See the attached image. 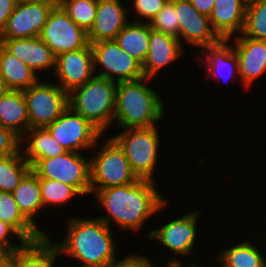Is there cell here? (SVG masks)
Segmentation results:
<instances>
[{"mask_svg":"<svg viewBox=\"0 0 266 267\" xmlns=\"http://www.w3.org/2000/svg\"><path fill=\"white\" fill-rule=\"evenodd\" d=\"M0 44L34 72L48 71L56 67V56L40 38L0 39Z\"/></svg>","mask_w":266,"mask_h":267,"instance_id":"19","label":"cell"},{"mask_svg":"<svg viewBox=\"0 0 266 267\" xmlns=\"http://www.w3.org/2000/svg\"><path fill=\"white\" fill-rule=\"evenodd\" d=\"M121 0H98L95 21L87 33L88 42L115 40L118 33L131 21L129 6Z\"/></svg>","mask_w":266,"mask_h":267,"instance_id":"17","label":"cell"},{"mask_svg":"<svg viewBox=\"0 0 266 267\" xmlns=\"http://www.w3.org/2000/svg\"><path fill=\"white\" fill-rule=\"evenodd\" d=\"M40 38L55 56L85 48L89 42L87 32L80 28L59 5L50 11Z\"/></svg>","mask_w":266,"mask_h":267,"instance_id":"12","label":"cell"},{"mask_svg":"<svg viewBox=\"0 0 266 267\" xmlns=\"http://www.w3.org/2000/svg\"><path fill=\"white\" fill-rule=\"evenodd\" d=\"M8 87L6 86L5 80L0 74V96L8 91Z\"/></svg>","mask_w":266,"mask_h":267,"instance_id":"42","label":"cell"},{"mask_svg":"<svg viewBox=\"0 0 266 267\" xmlns=\"http://www.w3.org/2000/svg\"><path fill=\"white\" fill-rule=\"evenodd\" d=\"M157 267H159V266H157ZM165 267H173V266H172V265H166V264H165Z\"/></svg>","mask_w":266,"mask_h":267,"instance_id":"48","label":"cell"},{"mask_svg":"<svg viewBox=\"0 0 266 267\" xmlns=\"http://www.w3.org/2000/svg\"><path fill=\"white\" fill-rule=\"evenodd\" d=\"M15 237L18 239V243L20 242L19 245L17 243H13L15 242ZM12 238L14 239L13 242L11 240ZM25 243L26 241L23 240L10 225L0 219V248H2L8 254H11L17 249H20Z\"/></svg>","mask_w":266,"mask_h":267,"instance_id":"37","label":"cell"},{"mask_svg":"<svg viewBox=\"0 0 266 267\" xmlns=\"http://www.w3.org/2000/svg\"><path fill=\"white\" fill-rule=\"evenodd\" d=\"M144 254L129 253L128 256H124L123 259L118 258L110 262L106 267H157L153 263V259Z\"/></svg>","mask_w":266,"mask_h":267,"instance_id":"38","label":"cell"},{"mask_svg":"<svg viewBox=\"0 0 266 267\" xmlns=\"http://www.w3.org/2000/svg\"><path fill=\"white\" fill-rule=\"evenodd\" d=\"M18 0H0V33L6 27Z\"/></svg>","mask_w":266,"mask_h":267,"instance_id":"39","label":"cell"},{"mask_svg":"<svg viewBox=\"0 0 266 267\" xmlns=\"http://www.w3.org/2000/svg\"><path fill=\"white\" fill-rule=\"evenodd\" d=\"M139 180L132 172L124 150L112 137L106 138L103 147L90 157L91 190L135 184Z\"/></svg>","mask_w":266,"mask_h":267,"instance_id":"6","label":"cell"},{"mask_svg":"<svg viewBox=\"0 0 266 267\" xmlns=\"http://www.w3.org/2000/svg\"><path fill=\"white\" fill-rule=\"evenodd\" d=\"M132 2L130 7L132 9L133 20L135 22L150 23L151 20L157 15V13L163 8L168 0H130ZM137 17V18H136Z\"/></svg>","mask_w":266,"mask_h":267,"instance_id":"35","label":"cell"},{"mask_svg":"<svg viewBox=\"0 0 266 267\" xmlns=\"http://www.w3.org/2000/svg\"><path fill=\"white\" fill-rule=\"evenodd\" d=\"M12 195L23 216L44 236H49L50 232L41 229L35 221L38 218L36 216L39 215L38 213H42L44 207L41 199L39 177L32 169L25 174Z\"/></svg>","mask_w":266,"mask_h":267,"instance_id":"23","label":"cell"},{"mask_svg":"<svg viewBox=\"0 0 266 267\" xmlns=\"http://www.w3.org/2000/svg\"><path fill=\"white\" fill-rule=\"evenodd\" d=\"M149 23L130 21L116 36L115 41L142 65L149 49Z\"/></svg>","mask_w":266,"mask_h":267,"instance_id":"28","label":"cell"},{"mask_svg":"<svg viewBox=\"0 0 266 267\" xmlns=\"http://www.w3.org/2000/svg\"><path fill=\"white\" fill-rule=\"evenodd\" d=\"M31 165L25 160L22 150L0 159V192L12 193Z\"/></svg>","mask_w":266,"mask_h":267,"instance_id":"30","label":"cell"},{"mask_svg":"<svg viewBox=\"0 0 266 267\" xmlns=\"http://www.w3.org/2000/svg\"><path fill=\"white\" fill-rule=\"evenodd\" d=\"M21 150L31 168L40 159L53 158L66 152L46 128H30L21 138Z\"/></svg>","mask_w":266,"mask_h":267,"instance_id":"25","label":"cell"},{"mask_svg":"<svg viewBox=\"0 0 266 267\" xmlns=\"http://www.w3.org/2000/svg\"><path fill=\"white\" fill-rule=\"evenodd\" d=\"M183 261H178L172 264L173 267H207V265L205 264V266L202 265H198L197 261L195 260V262H193V264H187L186 266L184 265Z\"/></svg>","mask_w":266,"mask_h":267,"instance_id":"41","label":"cell"},{"mask_svg":"<svg viewBox=\"0 0 266 267\" xmlns=\"http://www.w3.org/2000/svg\"><path fill=\"white\" fill-rule=\"evenodd\" d=\"M0 219L10 225L26 242L37 241L44 236L19 211L10 192H0Z\"/></svg>","mask_w":266,"mask_h":267,"instance_id":"29","label":"cell"},{"mask_svg":"<svg viewBox=\"0 0 266 267\" xmlns=\"http://www.w3.org/2000/svg\"><path fill=\"white\" fill-rule=\"evenodd\" d=\"M8 256V253L0 248V263Z\"/></svg>","mask_w":266,"mask_h":267,"instance_id":"45","label":"cell"},{"mask_svg":"<svg viewBox=\"0 0 266 267\" xmlns=\"http://www.w3.org/2000/svg\"><path fill=\"white\" fill-rule=\"evenodd\" d=\"M0 267H12L9 255L0 263Z\"/></svg>","mask_w":266,"mask_h":267,"instance_id":"43","label":"cell"},{"mask_svg":"<svg viewBox=\"0 0 266 267\" xmlns=\"http://www.w3.org/2000/svg\"><path fill=\"white\" fill-rule=\"evenodd\" d=\"M21 149V138L12 130L0 125V159L17 153Z\"/></svg>","mask_w":266,"mask_h":267,"instance_id":"36","label":"cell"},{"mask_svg":"<svg viewBox=\"0 0 266 267\" xmlns=\"http://www.w3.org/2000/svg\"><path fill=\"white\" fill-rule=\"evenodd\" d=\"M194 8L206 16H210L216 0H190Z\"/></svg>","mask_w":266,"mask_h":267,"instance_id":"40","label":"cell"},{"mask_svg":"<svg viewBox=\"0 0 266 267\" xmlns=\"http://www.w3.org/2000/svg\"><path fill=\"white\" fill-rule=\"evenodd\" d=\"M117 82L94 76L68 94L69 107L97 127L104 136L113 124Z\"/></svg>","mask_w":266,"mask_h":267,"instance_id":"4","label":"cell"},{"mask_svg":"<svg viewBox=\"0 0 266 267\" xmlns=\"http://www.w3.org/2000/svg\"><path fill=\"white\" fill-rule=\"evenodd\" d=\"M98 0H59L58 5L85 32L92 28Z\"/></svg>","mask_w":266,"mask_h":267,"instance_id":"32","label":"cell"},{"mask_svg":"<svg viewBox=\"0 0 266 267\" xmlns=\"http://www.w3.org/2000/svg\"><path fill=\"white\" fill-rule=\"evenodd\" d=\"M55 5L58 3L17 1L6 27L0 33V39L40 37Z\"/></svg>","mask_w":266,"mask_h":267,"instance_id":"14","label":"cell"},{"mask_svg":"<svg viewBox=\"0 0 266 267\" xmlns=\"http://www.w3.org/2000/svg\"><path fill=\"white\" fill-rule=\"evenodd\" d=\"M50 81L41 79L23 91L30 128H45L69 107L68 93Z\"/></svg>","mask_w":266,"mask_h":267,"instance_id":"10","label":"cell"},{"mask_svg":"<svg viewBox=\"0 0 266 267\" xmlns=\"http://www.w3.org/2000/svg\"><path fill=\"white\" fill-rule=\"evenodd\" d=\"M90 45L96 76L115 82L134 81L144 77L142 64L129 56L115 40L99 41Z\"/></svg>","mask_w":266,"mask_h":267,"instance_id":"11","label":"cell"},{"mask_svg":"<svg viewBox=\"0 0 266 267\" xmlns=\"http://www.w3.org/2000/svg\"><path fill=\"white\" fill-rule=\"evenodd\" d=\"M80 152H69L40 159L31 169L39 178L60 181L74 187L81 196L91 194L90 159Z\"/></svg>","mask_w":266,"mask_h":267,"instance_id":"8","label":"cell"},{"mask_svg":"<svg viewBox=\"0 0 266 267\" xmlns=\"http://www.w3.org/2000/svg\"><path fill=\"white\" fill-rule=\"evenodd\" d=\"M53 74L57 79L55 83L68 94L92 79L95 71L90 43L85 48L57 55Z\"/></svg>","mask_w":266,"mask_h":267,"instance_id":"15","label":"cell"},{"mask_svg":"<svg viewBox=\"0 0 266 267\" xmlns=\"http://www.w3.org/2000/svg\"><path fill=\"white\" fill-rule=\"evenodd\" d=\"M131 128L121 130L112 138L124 150L132 172L141 180L155 181V170L160 156V134L157 128Z\"/></svg>","mask_w":266,"mask_h":267,"instance_id":"5","label":"cell"},{"mask_svg":"<svg viewBox=\"0 0 266 267\" xmlns=\"http://www.w3.org/2000/svg\"><path fill=\"white\" fill-rule=\"evenodd\" d=\"M199 209L187 212L180 218L169 219L168 223L160 227L151 229L148 234V240L157 241L164 246L165 250L171 251L175 256L170 258L166 265H172L175 262L181 261L184 257L188 258L193 255L198 237V222L202 213ZM190 255V256H189ZM182 259H181V257Z\"/></svg>","mask_w":266,"mask_h":267,"instance_id":"7","label":"cell"},{"mask_svg":"<svg viewBox=\"0 0 266 267\" xmlns=\"http://www.w3.org/2000/svg\"><path fill=\"white\" fill-rule=\"evenodd\" d=\"M266 233V232H265ZM263 235H266V234H263ZM266 237V236H265ZM262 239H264L265 240V242L262 244V245H265L264 246V248L266 249V239L264 238V236H263V238ZM265 253H266V250H265Z\"/></svg>","mask_w":266,"mask_h":267,"instance_id":"46","label":"cell"},{"mask_svg":"<svg viewBox=\"0 0 266 267\" xmlns=\"http://www.w3.org/2000/svg\"><path fill=\"white\" fill-rule=\"evenodd\" d=\"M0 125L20 138L30 129L23 91L8 90L0 96Z\"/></svg>","mask_w":266,"mask_h":267,"instance_id":"24","label":"cell"},{"mask_svg":"<svg viewBox=\"0 0 266 267\" xmlns=\"http://www.w3.org/2000/svg\"><path fill=\"white\" fill-rule=\"evenodd\" d=\"M79 267H98V266L81 265Z\"/></svg>","mask_w":266,"mask_h":267,"instance_id":"47","label":"cell"},{"mask_svg":"<svg viewBox=\"0 0 266 267\" xmlns=\"http://www.w3.org/2000/svg\"><path fill=\"white\" fill-rule=\"evenodd\" d=\"M250 240L223 248L215 258L220 267H266V249Z\"/></svg>","mask_w":266,"mask_h":267,"instance_id":"26","label":"cell"},{"mask_svg":"<svg viewBox=\"0 0 266 267\" xmlns=\"http://www.w3.org/2000/svg\"><path fill=\"white\" fill-rule=\"evenodd\" d=\"M151 80L143 77L134 81L117 82L113 119L115 128H148L158 126L163 121L166 107L159 91L148 86L147 81Z\"/></svg>","mask_w":266,"mask_h":267,"instance_id":"3","label":"cell"},{"mask_svg":"<svg viewBox=\"0 0 266 267\" xmlns=\"http://www.w3.org/2000/svg\"><path fill=\"white\" fill-rule=\"evenodd\" d=\"M25 2H46V3H58L59 0H18Z\"/></svg>","mask_w":266,"mask_h":267,"instance_id":"44","label":"cell"},{"mask_svg":"<svg viewBox=\"0 0 266 267\" xmlns=\"http://www.w3.org/2000/svg\"><path fill=\"white\" fill-rule=\"evenodd\" d=\"M39 183L44 208L50 205L53 207L63 206L74 200L72 198L81 197V194L74 187L60 181L39 178Z\"/></svg>","mask_w":266,"mask_h":267,"instance_id":"31","label":"cell"},{"mask_svg":"<svg viewBox=\"0 0 266 267\" xmlns=\"http://www.w3.org/2000/svg\"><path fill=\"white\" fill-rule=\"evenodd\" d=\"M248 0H216L209 16L216 33L227 40L241 34L245 26Z\"/></svg>","mask_w":266,"mask_h":267,"instance_id":"21","label":"cell"},{"mask_svg":"<svg viewBox=\"0 0 266 267\" xmlns=\"http://www.w3.org/2000/svg\"><path fill=\"white\" fill-rule=\"evenodd\" d=\"M227 40L237 55L238 78L246 90L266 73V41L247 37L243 33Z\"/></svg>","mask_w":266,"mask_h":267,"instance_id":"16","label":"cell"},{"mask_svg":"<svg viewBox=\"0 0 266 267\" xmlns=\"http://www.w3.org/2000/svg\"><path fill=\"white\" fill-rule=\"evenodd\" d=\"M184 51L178 38L150 27L149 49L142 65L144 77L155 79L164 67L180 60Z\"/></svg>","mask_w":266,"mask_h":267,"instance_id":"18","label":"cell"},{"mask_svg":"<svg viewBox=\"0 0 266 267\" xmlns=\"http://www.w3.org/2000/svg\"><path fill=\"white\" fill-rule=\"evenodd\" d=\"M175 10L179 21V40L183 47L188 44L201 51L223 40L213 29L209 16L199 13L190 0H175Z\"/></svg>","mask_w":266,"mask_h":267,"instance_id":"13","label":"cell"},{"mask_svg":"<svg viewBox=\"0 0 266 267\" xmlns=\"http://www.w3.org/2000/svg\"><path fill=\"white\" fill-rule=\"evenodd\" d=\"M155 185L154 181L140 179L135 184L91 190L97 204L107 212L106 216H99L98 219L109 228L114 222L119 230L140 232L149 218L168 206V199L159 193Z\"/></svg>","mask_w":266,"mask_h":267,"instance_id":"1","label":"cell"},{"mask_svg":"<svg viewBox=\"0 0 266 267\" xmlns=\"http://www.w3.org/2000/svg\"><path fill=\"white\" fill-rule=\"evenodd\" d=\"M64 221L66 236L54 242L61 256L73 257L75 262H80L79 265L98 267H106L118 258L113 230L98 217L85 219L72 215Z\"/></svg>","mask_w":266,"mask_h":267,"instance_id":"2","label":"cell"},{"mask_svg":"<svg viewBox=\"0 0 266 267\" xmlns=\"http://www.w3.org/2000/svg\"><path fill=\"white\" fill-rule=\"evenodd\" d=\"M65 151L84 153L99 148L103 133L89 120L68 107L52 124L45 127ZM102 136V137H101ZM96 147V148H95ZM83 150V151H82ZM82 151V152H81Z\"/></svg>","mask_w":266,"mask_h":267,"instance_id":"9","label":"cell"},{"mask_svg":"<svg viewBox=\"0 0 266 267\" xmlns=\"http://www.w3.org/2000/svg\"><path fill=\"white\" fill-rule=\"evenodd\" d=\"M12 267H55L61 255L50 236H43L33 242H26L11 254Z\"/></svg>","mask_w":266,"mask_h":267,"instance_id":"22","label":"cell"},{"mask_svg":"<svg viewBox=\"0 0 266 267\" xmlns=\"http://www.w3.org/2000/svg\"><path fill=\"white\" fill-rule=\"evenodd\" d=\"M154 30L172 35L179 39V21L175 10V0H168L163 8L149 23Z\"/></svg>","mask_w":266,"mask_h":267,"instance_id":"34","label":"cell"},{"mask_svg":"<svg viewBox=\"0 0 266 267\" xmlns=\"http://www.w3.org/2000/svg\"><path fill=\"white\" fill-rule=\"evenodd\" d=\"M197 55L199 58L198 64L205 65V75L211 79L234 80L233 83L239 81L238 74V60L232 44L228 40H222L216 45L205 47ZM201 62V63H200ZM203 62V63H202ZM233 78V79H231ZM222 83H225L223 82ZM227 83V82H226Z\"/></svg>","mask_w":266,"mask_h":267,"instance_id":"20","label":"cell"},{"mask_svg":"<svg viewBox=\"0 0 266 267\" xmlns=\"http://www.w3.org/2000/svg\"><path fill=\"white\" fill-rule=\"evenodd\" d=\"M0 74L9 90L24 91L41 79L29 66L0 44Z\"/></svg>","mask_w":266,"mask_h":267,"instance_id":"27","label":"cell"},{"mask_svg":"<svg viewBox=\"0 0 266 267\" xmlns=\"http://www.w3.org/2000/svg\"><path fill=\"white\" fill-rule=\"evenodd\" d=\"M242 33L266 41V0H248Z\"/></svg>","mask_w":266,"mask_h":267,"instance_id":"33","label":"cell"}]
</instances>
